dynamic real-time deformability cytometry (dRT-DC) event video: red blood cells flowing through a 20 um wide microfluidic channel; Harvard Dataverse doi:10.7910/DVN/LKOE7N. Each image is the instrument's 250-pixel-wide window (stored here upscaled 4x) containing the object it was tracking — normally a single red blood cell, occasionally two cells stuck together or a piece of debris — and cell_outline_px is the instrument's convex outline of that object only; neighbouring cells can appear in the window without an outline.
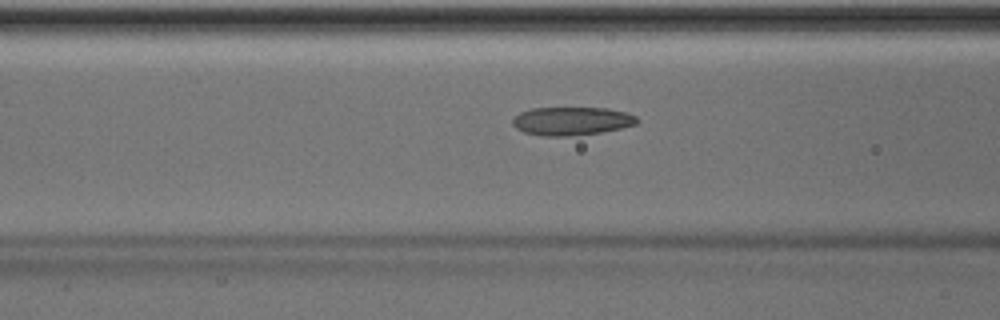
{"species": "Egyptian fruit bat (a non-hibernating species)", "species_latin": "Rousettus aegyptiacus", "temperature_condition": "room temperature", "stored_images_in_passage": 50, "camera_frame_rate_fps": 3000, "um_per_image_px": 0.085, "animal": {"sex": "male"}, "frame": {"image": 1, "passage_image": 20, "time_ms": 6.333, "image_size_px": [1000, 320], "cell_outline_px": [[640, 120], [636, 124], [620, 128], [600, 132], [568, 136], [544, 136], [524, 132], [516, 128], [512, 124], [512, 120], [520, 112], [532, 108], [608, 108], [628, 112], [636, 116]], "centroid_in_image_um": [48.61, 10.28], "position_along_channel_um": 118.0, "area_um2": 20.52}}
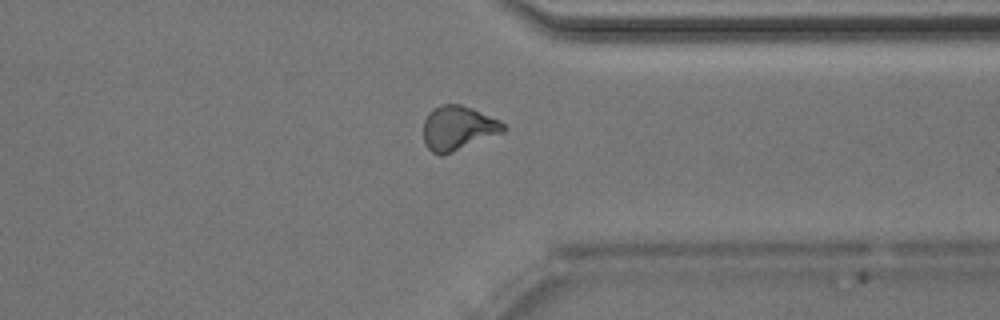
{"frame": {"image": 2, "passage_image": 39, "time_ms": 12.667, "image_size_px": [1000, 320], "cell_outline_px": [[508, 128], [504, 132], [440, 156], [432, 152], [424, 144], [424, 120], [428, 112], [432, 108], [440, 104], [460, 104], [472, 108], [500, 120]], "centroid_in_image_um": [38.92, 10.87], "position_along_channel_um": 372.5, "area_um2": 20.69}}
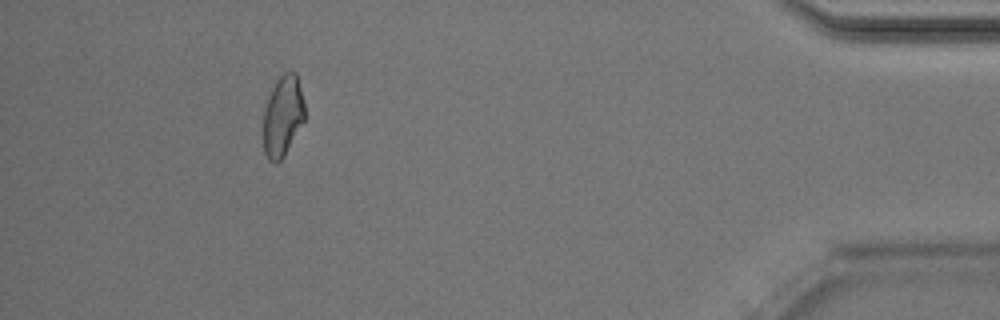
{"frame": {"image": 3, "passage_image": 46, "time_ms": 15.0, "image_size_px": [1000, 320], "cell_outline_px": [[304, 120], [284, 156], [276, 164], [268, 160], [264, 152], [264, 108], [268, 96], [276, 80], [284, 72], [296, 72], [304, 100]], "centroid_in_image_um": [24.03, 9.85], "position_along_channel_um": 411.2, "area_um2": 19.42}, "authors_computed_cell_mechanics": {"area_um2": 20.4612, "velocity_mm_per_s": 4.0471, "shape_relaxation_time_tau1_ms": 8.529, "shape_relaxation_time_tau2_ms": 2.2661, "deformation_change_tau1": 0.2015, "deformation_change_tau2": 0.1006}}